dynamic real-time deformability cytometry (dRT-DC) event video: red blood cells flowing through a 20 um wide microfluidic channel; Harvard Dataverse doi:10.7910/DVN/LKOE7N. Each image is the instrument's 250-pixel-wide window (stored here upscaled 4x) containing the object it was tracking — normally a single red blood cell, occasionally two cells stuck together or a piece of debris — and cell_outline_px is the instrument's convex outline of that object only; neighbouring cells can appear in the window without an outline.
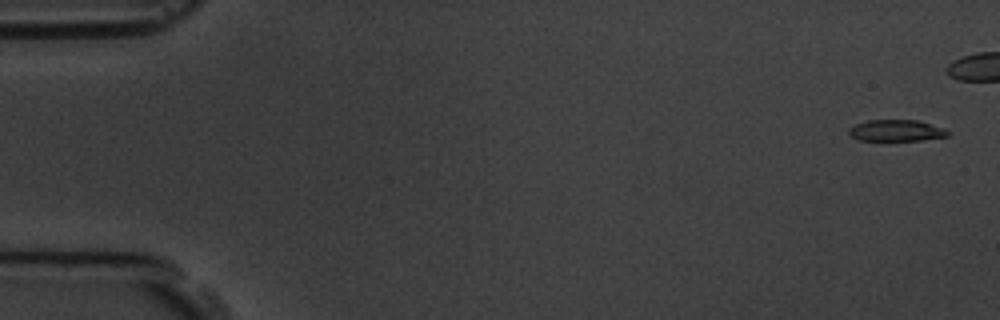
{"species": "common noctule bat (a hibernating species)", "species_latin": "Nyctalus noctula", "temperature_condition": "room temperature", "stored_images_in_passage": 6, "camera_frame_rate_fps": 3000, "um_per_image_px": 0.085, "animal": {"sex": "male", "body_mass_g": 19.5, "forearm_length_mm": 54.6}, "frame": {"image": 1, "passage_image": 1, "time_ms": 0.0, "image_size_px": [1000, 320], "cell_outline_px": [[952, 132], [948, 136], [920, 140], [860, 140], [852, 136], [848, 132], [848, 128], [856, 124], [868, 120], [916, 120], [944, 128]], "centroid_in_image_um": [76.2, 11.09], "position_along_channel_um": 8.8, "area_um2": 12.25}}
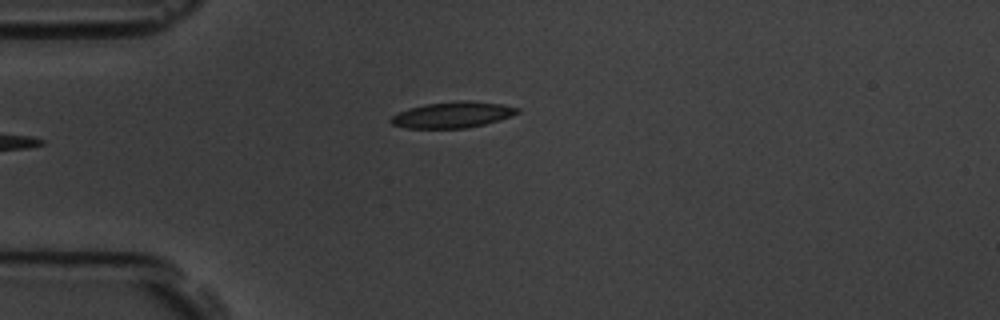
{"frame": {"image": 2, "passage_image": 6, "time_ms": 6.0, "image_size_px": [1000, 320], "cell_outline_px": [[520, 112], [512, 116], [484, 124], [464, 128], [408, 128], [392, 124], [388, 120], [392, 116], [408, 108], [428, 104], [456, 100], [460, 100], [500, 104], [520, 108]], "centroid_in_image_um": [38.47, 9.76], "position_along_channel_um": 46.5, "area_um2": 18.96}}